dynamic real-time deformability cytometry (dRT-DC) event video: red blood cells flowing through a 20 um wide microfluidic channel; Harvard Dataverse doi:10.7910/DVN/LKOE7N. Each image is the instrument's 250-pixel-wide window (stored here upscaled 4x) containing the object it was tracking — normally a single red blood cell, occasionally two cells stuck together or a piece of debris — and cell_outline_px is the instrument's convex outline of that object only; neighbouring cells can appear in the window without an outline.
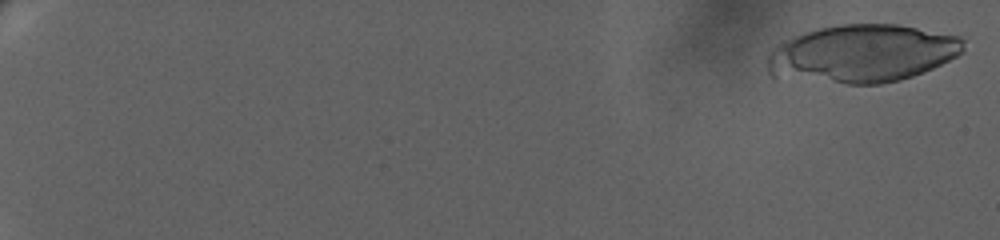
{"species": "human", "species_latin": "Homo sapiens", "temperature_condition": "warm", "stored_images_in_passage": 30, "camera_frame_rate_fps": 3000, "um_per_image_px": 0.085, "donor": {"sex": "female"}, "frame": {"image": 1, "passage_image": 2, "time_ms": 0.333, "image_size_px": [1000, 240], "cell_outline_px": [[964, 52], [932, 68], [912, 76], [900, 80], [880, 84], [848, 84], [776, 80], [768, 72], [768, 52], [776, 44], [784, 40], [820, 28], [840, 24], [896, 24], [960, 36], [964, 40]], "centroid_in_image_um": [73.21, 4.59], "position_along_channel_um": 11.8, "area_um2": 66.87}}